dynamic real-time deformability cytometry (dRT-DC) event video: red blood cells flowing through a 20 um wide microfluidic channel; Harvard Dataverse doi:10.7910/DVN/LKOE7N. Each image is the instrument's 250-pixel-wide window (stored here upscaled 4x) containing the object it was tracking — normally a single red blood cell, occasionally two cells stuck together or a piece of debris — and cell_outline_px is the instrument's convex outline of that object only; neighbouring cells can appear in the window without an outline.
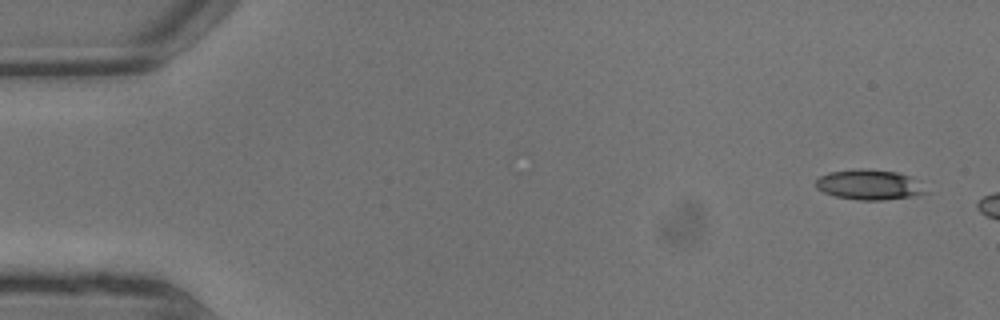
{"species": "common noctule bat (a hibernating species)", "species_latin": "Nyctalus noctula", "temperature_condition": "warm", "stored_images_in_passage": 3, "camera_frame_rate_fps": 3000, "um_per_image_px": 0.085, "animal": {"sex": "male", "body_mass_g": 13.3}, "frame": {"image": 1, "passage_image": 1, "time_ms": 0.0, "image_size_px": [1000, 320], "cell_outline_px": [[928, 192], [912, 196], [884, 200], [856, 200], [836, 196], [824, 192], [816, 188], [816, 180], [820, 176], [828, 172], [856, 168], [860, 168], [896, 172], [908, 176]], "centroid_in_image_um": [73.8, 15.7], "position_along_channel_um": 11.2, "area_um2": 19.02}}